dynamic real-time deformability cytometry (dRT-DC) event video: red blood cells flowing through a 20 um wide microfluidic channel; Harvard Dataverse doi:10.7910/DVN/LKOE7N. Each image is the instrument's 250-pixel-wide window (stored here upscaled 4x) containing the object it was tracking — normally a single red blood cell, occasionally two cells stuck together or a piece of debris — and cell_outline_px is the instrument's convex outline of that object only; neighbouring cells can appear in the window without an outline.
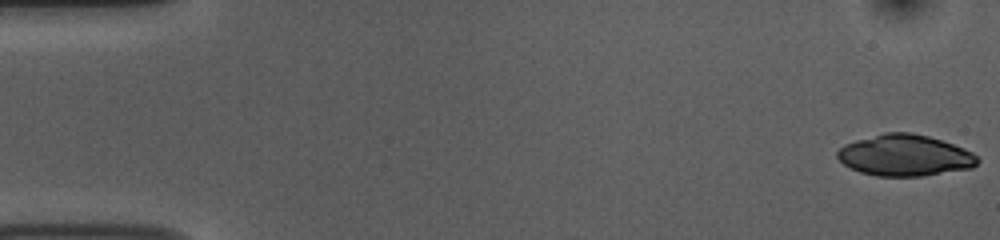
{"species": "common noctule bat (a hibernating species)", "species_latin": "Nyctalus noctula", "temperature_condition": "room temperature", "stored_images_in_passage": 53, "camera_frame_rate_fps": 3000, "um_per_image_px": 0.085, "animal": {"sex": "female", "body_mass_g": 10.0, "forearm_length_mm": 53.1}, "frame": {"image": 1, "passage_image": 1, "time_ms": 0.0, "image_size_px": [1000, 240], "cell_outline_px": [[980, 160], [972, 168], [924, 176], [876, 176], [860, 172], [844, 164], [836, 156], [836, 152], [844, 144], [856, 140], [884, 132], [908, 132], [928, 136], [964, 148], [972, 152]], "centroid_in_image_um": [76.91, 13.21], "position_along_channel_um": 8.1, "area_um2": 33.7}}